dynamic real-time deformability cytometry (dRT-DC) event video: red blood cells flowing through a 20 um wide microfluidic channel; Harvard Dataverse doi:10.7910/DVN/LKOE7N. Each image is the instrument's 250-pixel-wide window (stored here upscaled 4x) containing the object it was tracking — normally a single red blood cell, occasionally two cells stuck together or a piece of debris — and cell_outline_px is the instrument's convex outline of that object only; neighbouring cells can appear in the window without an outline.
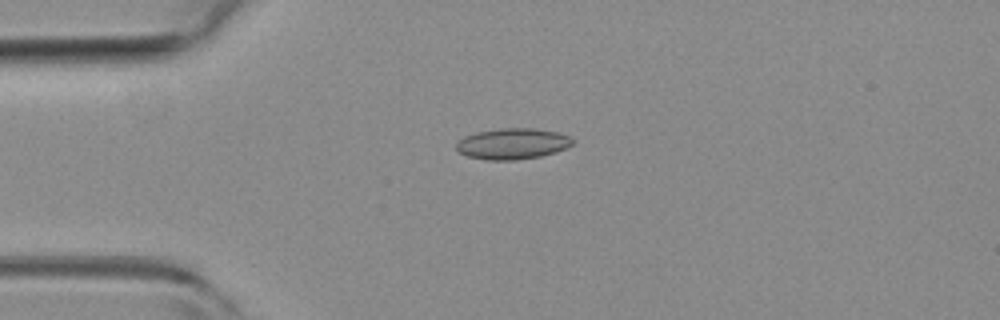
{"species": "common noctule bat (a hibernating species)", "species_latin": "Nyctalus noctula", "temperature_condition": "room temperature", "stored_images_in_passage": 40, "camera_frame_rate_fps": 3000, "um_per_image_px": 0.085, "animal": {"sex": "female", "body_mass_g": 19.3, "forearm_length_mm": 54.1}, "frame": {"image": 1, "passage_image": 1, "time_ms": 0.0, "image_size_px": [1000, 320], "cell_outline_px": [[572, 144], [556, 152], [540, 156], [516, 160], [488, 160], [468, 156], [460, 152], [456, 148], [456, 144], [464, 136], [476, 132], [500, 128], [536, 128], [556, 132], [568, 136], [572, 140]], "centroid_in_image_um": [43.54, 12.21], "position_along_channel_um": 41.5, "area_um2": 20.81}}
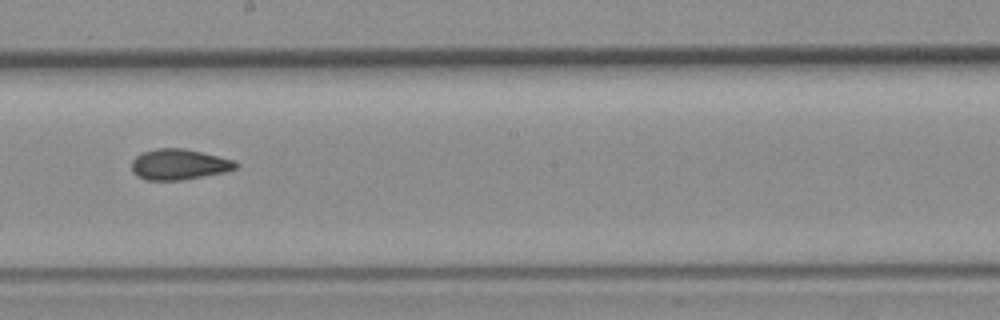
{"frame": {"image": 2, "passage_image": 17, "time_ms": 5.333, "image_size_px": [1000, 320], "cell_outline_px": [[240, 164], [236, 168], [224, 172], [184, 180], [144, 180], [136, 176], [132, 172], [132, 160], [136, 156], [144, 152], [156, 148], [184, 148], [232, 160]], "centroid_in_image_um": [15.17, 13.99], "position_along_channel_um": 233.0, "area_um2": 18.55}}
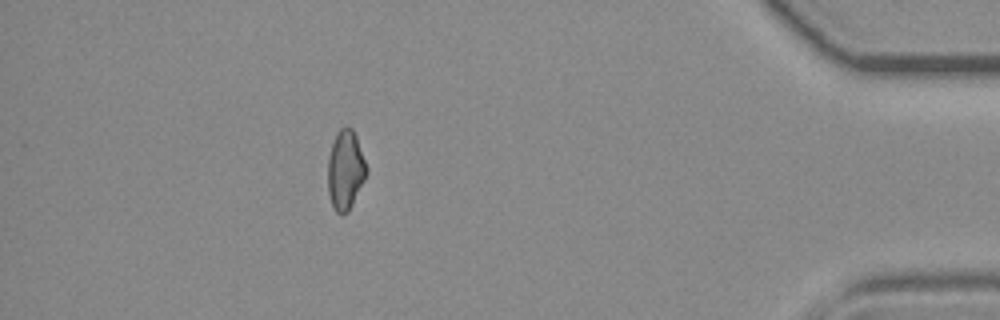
{"frame": {"image": 3, "passage_image": 34, "time_ms": 11.0, "image_size_px": [1000, 320], "cell_outline_px": [[368, 172], [348, 212], [340, 216], [332, 208], [328, 192], [328, 156], [336, 132], [340, 128], [352, 128], [356, 136], [368, 168]], "centroid_in_image_um": [29.35, 14.48], "position_along_channel_um": 405.9, "area_um2": 17.98}, "authors_computed_cell_mechanics": {"area_um2": 18.5249, "velocity_mm_per_s": 4.0198, "shape_relaxation_time_tau1_ms": null, "shape_relaxation_time_tau2_ms": 1.8224, "deformation_change_tau1": null, "deformation_change_tau2": 0.0772}}